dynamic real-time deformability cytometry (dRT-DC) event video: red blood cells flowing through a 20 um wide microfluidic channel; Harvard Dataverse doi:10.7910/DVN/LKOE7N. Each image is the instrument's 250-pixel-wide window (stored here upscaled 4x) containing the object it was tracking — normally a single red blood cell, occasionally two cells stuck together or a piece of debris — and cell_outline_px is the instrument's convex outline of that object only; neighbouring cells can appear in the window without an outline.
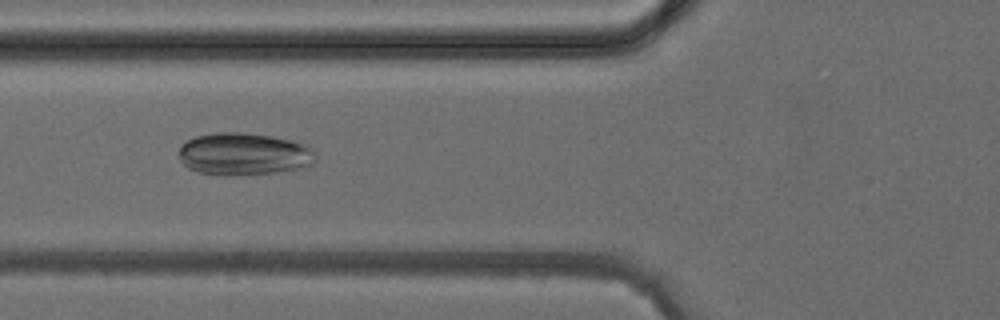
{"species": "common noctule bat (a hibernating species)", "species_latin": "Nyctalus noctula", "temperature_condition": "cold", "stored_images_in_passage": 5, "camera_frame_rate_fps": 3000, "um_per_image_px": 0.085, "animal": {"sex": "female", "body_mass_g": 24.6, "forearm_length_mm": 56.2}, "frame": {"image": 1, "passage_image": 5, "time_ms": 4.667, "image_size_px": [1000, 320], "cell_outline_px": [[316, 160], [312, 164], [304, 168], [276, 172], [240, 176], [232, 176], [200, 172], [188, 168], [180, 160], [180, 144], [196, 136], [216, 132], [240, 132], [272, 136], [300, 140], [308, 144], [316, 152]], "centroid_in_image_um": [20.81, 13.08], "position_along_channel_um": 105.0, "area_um2": 34.45}}